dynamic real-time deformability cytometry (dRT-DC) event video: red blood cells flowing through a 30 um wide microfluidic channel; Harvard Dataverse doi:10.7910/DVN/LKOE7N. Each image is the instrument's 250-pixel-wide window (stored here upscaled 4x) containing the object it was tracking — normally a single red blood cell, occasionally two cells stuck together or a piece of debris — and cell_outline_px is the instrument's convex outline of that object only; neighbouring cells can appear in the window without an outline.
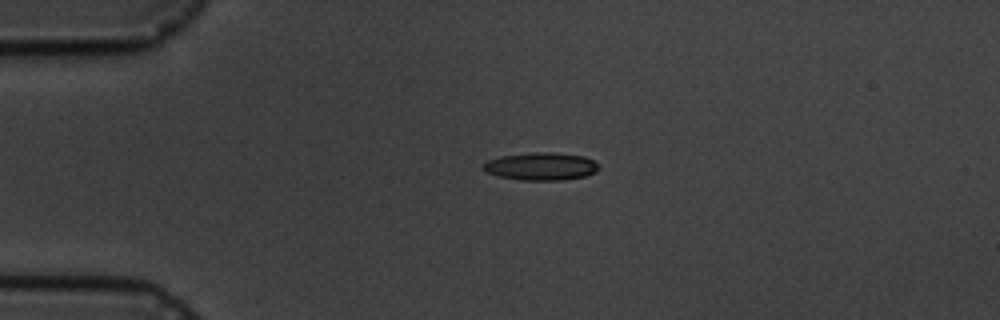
{"species": "common noctule bat (a hibernating species)", "species_latin": "Nyctalus noctula", "temperature_condition": "cold", "stored_images_in_passage": 3, "camera_frame_rate_fps": 3000, "um_per_image_px": 0.085, "animal": {"sex": "male", "body_mass_g": 19.5, "forearm_length_mm": 54.6}, "frame": {"image": 1, "passage_image": 2, "time_ms": 1.333, "image_size_px": [1000, 320], "cell_outline_px": [[600, 168], [596, 172], [584, 176], [564, 180], [520, 180], [500, 176], [488, 172], [480, 168], [480, 164], [488, 160], [500, 156], [532, 152], [552, 152], [584, 156], [592, 160]], "centroid_in_image_um": [45.95, 14.13], "position_along_channel_um": 39.0, "area_um2": 18.73}}